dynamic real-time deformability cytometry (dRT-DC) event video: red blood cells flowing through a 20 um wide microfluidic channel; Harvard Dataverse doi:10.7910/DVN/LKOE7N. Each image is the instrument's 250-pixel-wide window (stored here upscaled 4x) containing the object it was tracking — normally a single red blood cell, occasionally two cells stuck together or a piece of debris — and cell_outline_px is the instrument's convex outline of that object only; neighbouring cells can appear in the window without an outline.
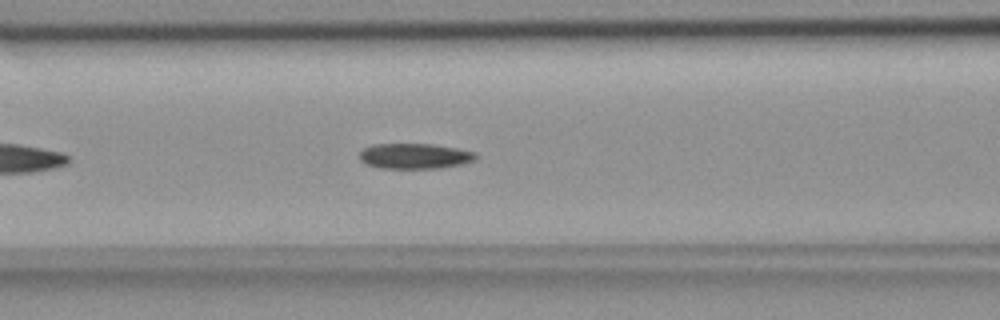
{"species": "common noctule bat (a hibernating species)", "species_latin": "Nyctalus noctula", "temperature_condition": "room temperature", "stored_images_in_passage": 42, "camera_frame_rate_fps": 3000, "um_per_image_px": 0.085, "animal": {"sex": "female", "body_mass_g": 18.4}, "frame": {"image": 1, "passage_image": 10, "time_ms": 3.0, "image_size_px": [1000, 320], "cell_outline_px": [[476, 160], [460, 164], [440, 168], [380, 168], [368, 164], [360, 160], [360, 152], [364, 148], [372, 144], [432, 144], [456, 148], [476, 152]], "centroid_in_image_um": [35.25, 13.26], "position_along_channel_um": 131.3, "area_um2": 17.11}}
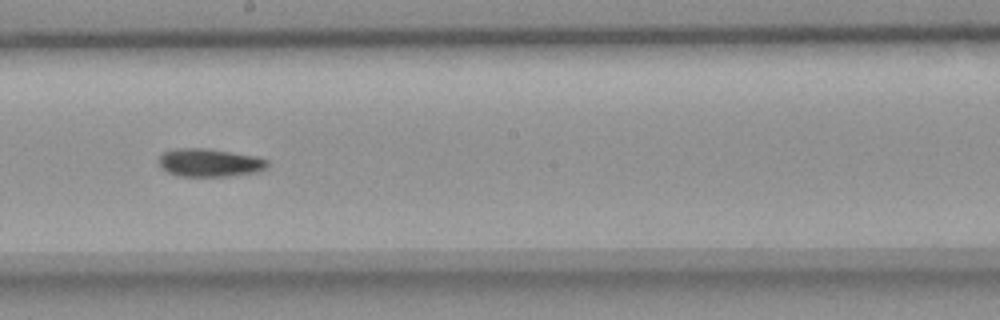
{"frame": {"image": 2, "passage_image": 18, "time_ms": 5.667, "image_size_px": [1000, 320], "cell_outline_px": [[268, 164], [264, 168], [256, 172], [228, 176], [180, 176], [168, 172], [160, 168], [160, 156], [164, 152], [176, 148], [208, 148], [256, 156], [268, 160]], "centroid_in_image_um": [17.8, 13.82], "position_along_channel_um": 230.4, "area_um2": 17.69}}
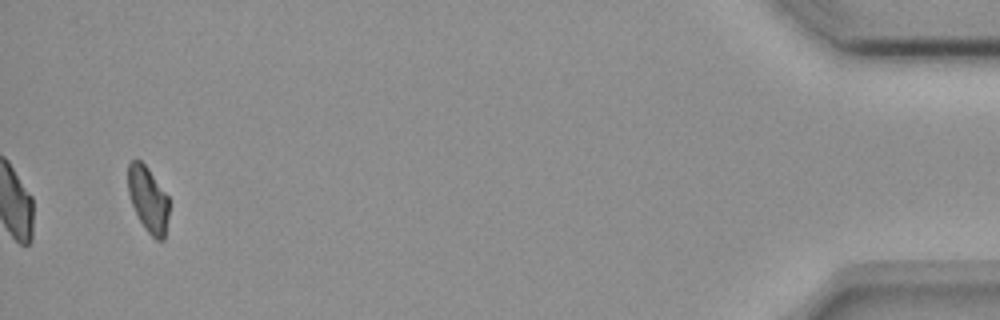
{"frame": {"image": 3, "passage_image": 40, "time_ms": 13.0, "image_size_px": [1000, 320], "cell_outline_px": [[168, 216], [164, 240], [156, 240], [144, 228], [132, 204], [128, 192], [128, 164], [132, 160], [140, 160], [148, 168], [168, 196]], "centroid_in_image_um": [12.59, 16.94], "position_along_channel_um": 422.6, "area_um2": 15.49}, "authors_computed_cell_mechanics": {"area_um2": 17.1088, "velocity_mm_per_s": 3.7342, "shape_relaxation_time_tau1_ms": 10.2974, "shape_relaxation_time_tau2_ms": 5.3485, "deformation_change_tau1": 0.1829, "deformation_change_tau2": 0.0857}}